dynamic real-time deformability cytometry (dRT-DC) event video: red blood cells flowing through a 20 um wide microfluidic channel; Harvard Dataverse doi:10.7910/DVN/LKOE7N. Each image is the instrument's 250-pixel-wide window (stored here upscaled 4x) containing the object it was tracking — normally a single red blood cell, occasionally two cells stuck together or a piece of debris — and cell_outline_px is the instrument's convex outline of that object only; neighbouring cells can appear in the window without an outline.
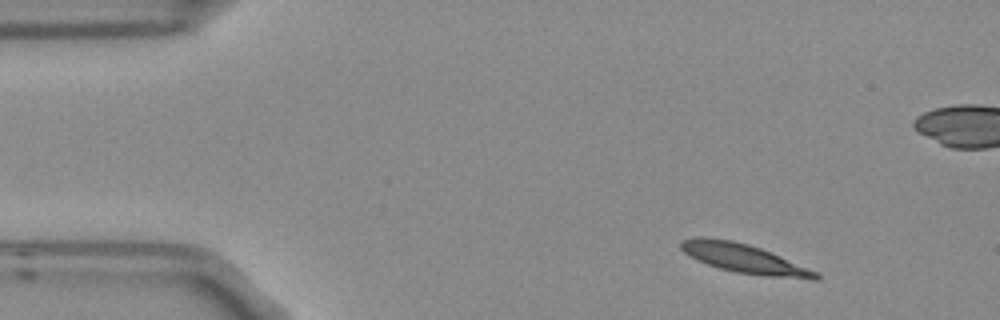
{"species": "Egyptian fruit bat (a non-hibernating species)", "species_latin": "Rousettus aegyptiacus", "temperature_condition": "room temperature", "stored_images_in_passage": 4, "camera_frame_rate_fps": 3000, "um_per_image_px": 0.085, "frame": {"image": 1, "passage_image": 1, "time_ms": 0.0, "image_size_px": [1000, 320], "cell_outline_px": [[820, 280], [812, 280], [764, 276], [736, 272], [720, 268], [696, 260], [688, 256], [680, 248], [680, 240], [700, 236], [704, 236], [732, 240], [748, 244], [760, 248], [820, 272]], "centroid_in_image_um": [63.28, 21.98], "position_along_channel_um": 21.7, "area_um2": 23.12}}